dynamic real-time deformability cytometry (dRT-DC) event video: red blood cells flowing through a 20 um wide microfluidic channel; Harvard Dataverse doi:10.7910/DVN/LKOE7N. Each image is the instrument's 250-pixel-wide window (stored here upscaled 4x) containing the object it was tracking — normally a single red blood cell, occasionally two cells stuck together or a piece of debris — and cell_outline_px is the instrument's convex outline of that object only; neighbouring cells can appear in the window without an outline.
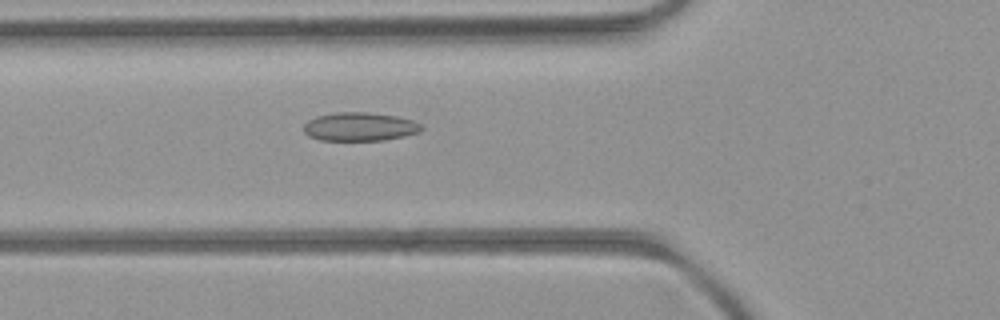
{"species": "common noctule bat (a hibernating species)", "species_latin": "Nyctalus noctula", "temperature_condition": "room temperature", "stored_images_in_passage": 39, "camera_frame_rate_fps": 3000, "um_per_image_px": 0.085, "animal": {"sex": "female", "body_mass_g": 21.9}, "frame": {"image": 1, "passage_image": 7, "time_ms": 2.0, "image_size_px": [1000, 320], "cell_outline_px": [[424, 128], [420, 132], [404, 136], [384, 140], [320, 140], [308, 136], [304, 132], [304, 124], [308, 120], [316, 116], [336, 112], [368, 112], [396, 116], [412, 120], [420, 124]], "centroid_in_image_um": [30.57, 10.77], "position_along_channel_um": 95.2, "area_um2": 19.65}}
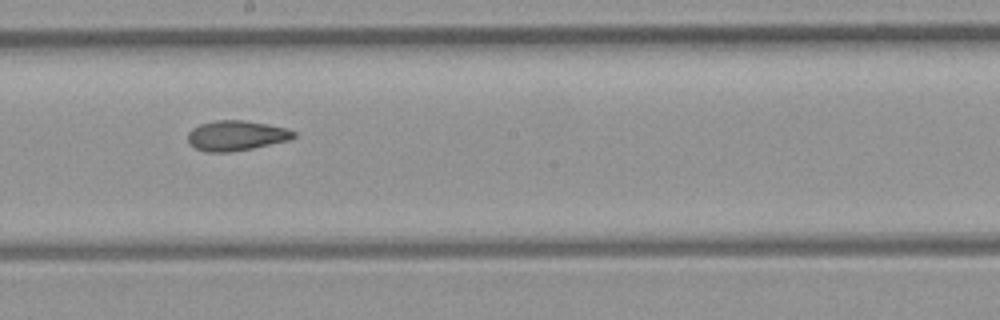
{"frame": {"image": 2, "passage_image": 17, "time_ms": 5.333, "image_size_px": [1000, 320], "cell_outline_px": [[296, 136], [288, 140], [252, 148], [228, 152], [208, 152], [196, 148], [188, 140], [188, 132], [192, 128], [200, 124], [216, 120], [244, 120], [268, 124], [288, 128], [296, 132]], "centroid_in_image_um": [20.1, 11.51], "position_along_channel_um": 228.1, "area_um2": 18.44}}
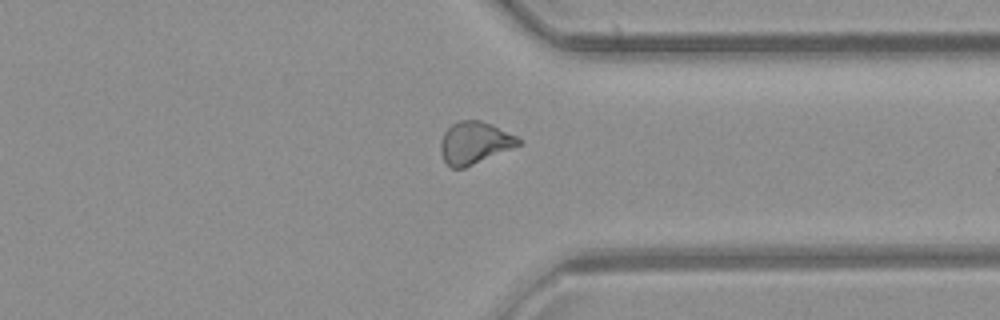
{"frame": {"image": 3, "passage_image": 28, "time_ms": 9.0, "image_size_px": [1000, 320], "cell_outline_px": [[520, 144], [512, 148], [464, 168], [452, 168], [444, 160], [440, 152], [440, 144], [444, 132], [456, 120], [480, 120], [492, 124], [516, 136], [520, 140]], "centroid_in_image_um": [40.3, 12.12], "position_along_channel_um": 371.1, "area_um2": 18.96}}